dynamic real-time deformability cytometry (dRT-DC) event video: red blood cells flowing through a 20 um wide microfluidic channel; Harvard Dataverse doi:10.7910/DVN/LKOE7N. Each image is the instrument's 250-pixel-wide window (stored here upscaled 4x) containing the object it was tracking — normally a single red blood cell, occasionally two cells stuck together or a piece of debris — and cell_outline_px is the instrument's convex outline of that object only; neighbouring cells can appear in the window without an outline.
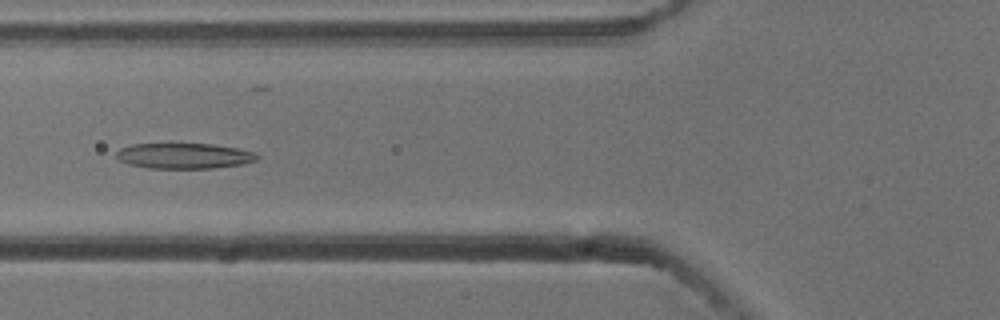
{"species": "common noctule bat (a hibernating species)", "species_latin": "Nyctalus noctula", "temperature_condition": "cold", "stored_images_in_passage": 53, "camera_frame_rate_fps": 3000, "um_per_image_px": 0.085, "animal": {"sex": "male", "body_mass_g": 13.3}, "frame": {"image": 1, "passage_image": 20, "time_ms": 6.333, "image_size_px": [1000, 320], "cell_outline_px": [[260, 156], [256, 160], [244, 164], [212, 168], [148, 168], [128, 164], [120, 160], [116, 156], [116, 152], [120, 148], [132, 144], [212, 144], [236, 148], [256, 152]], "centroid_in_image_um": [15.66, 13.25], "position_along_channel_um": 110.1, "area_um2": 20.92}}
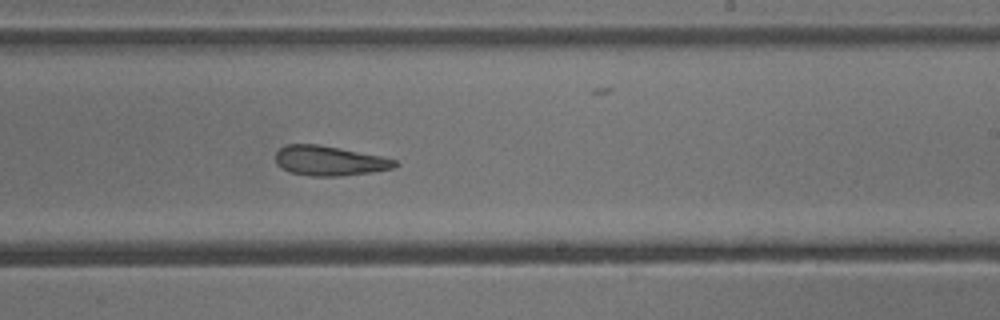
{"frame": {"image": 2, "passage_image": 32, "time_ms": 10.333, "image_size_px": [1000, 320], "cell_outline_px": [[400, 164], [392, 168], [372, 172], [340, 176], [312, 176], [288, 172], [280, 168], [276, 164], [276, 152], [280, 148], [288, 144], [320, 144], [380, 156], [396, 160]], "centroid_in_image_um": [27.97, 13.67], "position_along_channel_um": 261.0, "area_um2": 20.75}}
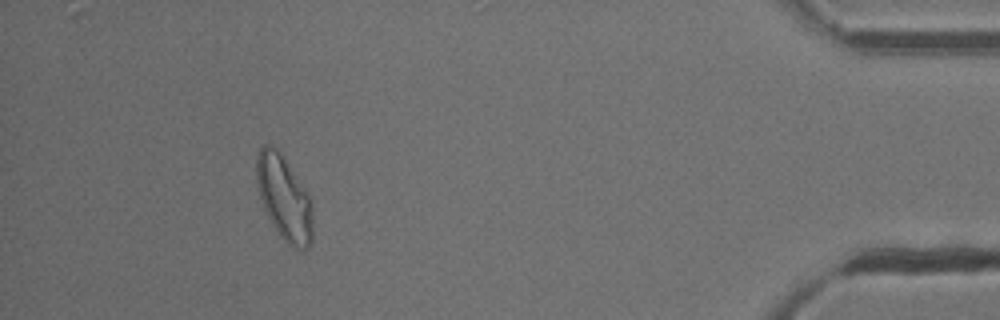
{"frame": {"image": 3, "passage_image": 49, "time_ms": 16.0, "image_size_px": [1000, 320], "cell_outline_px": [[312, 240], [308, 248], [304, 252], [300, 252], [292, 248], [280, 236], [272, 224], [260, 200], [256, 180], [256, 156], [260, 148], [264, 144], [268, 144], [276, 148], [284, 156], [304, 188], [312, 204]], "centroid_in_image_um": [24.15, 16.86], "position_along_channel_um": 411.1, "area_um2": 27.98}, "authors_computed_cell_mechanics": {"area_um2": 23.0622, "velocity_mm_per_s": 3.7609, "shape_relaxation_time_tau1_ms": null, "shape_relaxation_time_tau2_ms": 2.8981, "deformation_change_tau1": null, "deformation_change_tau2": 0.1265}}